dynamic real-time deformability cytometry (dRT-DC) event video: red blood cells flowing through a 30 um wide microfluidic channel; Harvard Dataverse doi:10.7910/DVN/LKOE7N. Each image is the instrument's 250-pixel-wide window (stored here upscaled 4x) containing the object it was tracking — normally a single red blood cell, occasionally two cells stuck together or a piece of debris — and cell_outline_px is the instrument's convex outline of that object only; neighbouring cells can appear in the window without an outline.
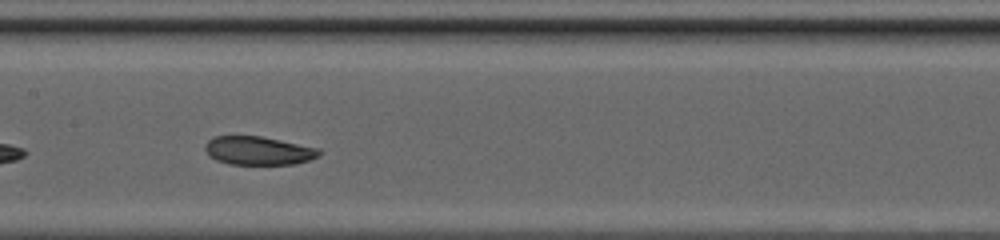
{"species": "common noctule bat (a hibernating species)", "species_latin": "Nyctalus noctula", "temperature_condition": "cold", "stored_images_in_passage": 36, "camera_frame_rate_fps": 3000, "um_per_image_px": 0.085, "animal": {"sex": "female", "body_mass_g": 20.0, "forearm_length_mm": 54.0}, "frame": {"image": 1, "passage_image": 16, "time_ms": 5.0, "image_size_px": [1000, 240], "cell_outline_px": [[324, 152], [320, 156], [296, 164], [228, 164], [216, 160], [208, 156], [204, 148], [204, 144], [212, 136], [260, 136], [320, 148]], "centroid_in_image_um": [21.96, 12.8], "position_along_channel_um": 185.4, "area_um2": 19.19}, "authors_computed_cell_mechanics": {"area_um2": 20.3456, "velocity_mm_per_s": 4.1665, "shape_relaxation_time_tau1_ms": 4.9599, "shape_relaxation_time_tau2_ms": 1.6765, "deformation_change_tau1": 0.1456, "deformation_change_tau2": 0.0824}}